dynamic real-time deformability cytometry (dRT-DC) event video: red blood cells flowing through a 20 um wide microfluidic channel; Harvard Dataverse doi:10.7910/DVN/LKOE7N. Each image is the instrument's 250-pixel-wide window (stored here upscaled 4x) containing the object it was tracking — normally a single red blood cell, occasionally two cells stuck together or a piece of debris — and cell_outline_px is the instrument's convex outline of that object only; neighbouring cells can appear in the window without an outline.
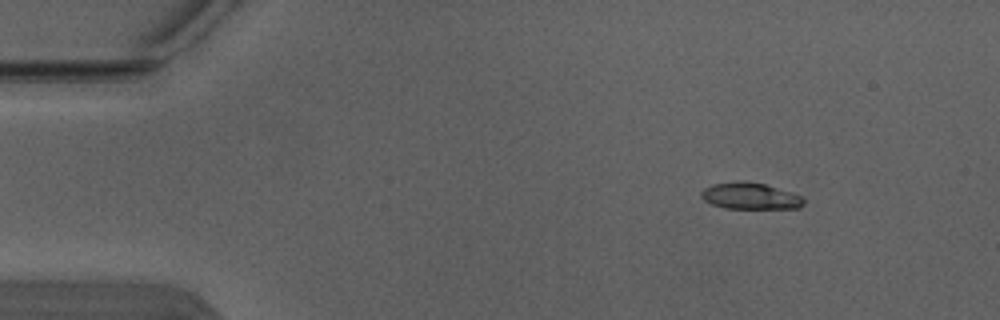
{"species": "Egyptian fruit bat (a non-hibernating species)", "species_latin": "Rousettus aegyptiacus", "temperature_condition": "warm", "stored_images_in_passage": 4, "camera_frame_rate_fps": 3000, "um_per_image_px": 0.085, "animal": {"sex": "male"}, "frame": {"image": 1, "passage_image": 1, "time_ms": 0.0, "image_size_px": [1000, 320], "cell_outline_px": [[804, 204], [800, 208], [724, 208], [712, 204], [704, 200], [700, 196], [700, 192], [704, 188], [712, 184], [736, 180], [740, 180], [764, 184], [800, 196], [804, 200]], "centroid_in_image_um": [63.7, 16.65], "position_along_channel_um": 21.3, "area_um2": 15.72}}